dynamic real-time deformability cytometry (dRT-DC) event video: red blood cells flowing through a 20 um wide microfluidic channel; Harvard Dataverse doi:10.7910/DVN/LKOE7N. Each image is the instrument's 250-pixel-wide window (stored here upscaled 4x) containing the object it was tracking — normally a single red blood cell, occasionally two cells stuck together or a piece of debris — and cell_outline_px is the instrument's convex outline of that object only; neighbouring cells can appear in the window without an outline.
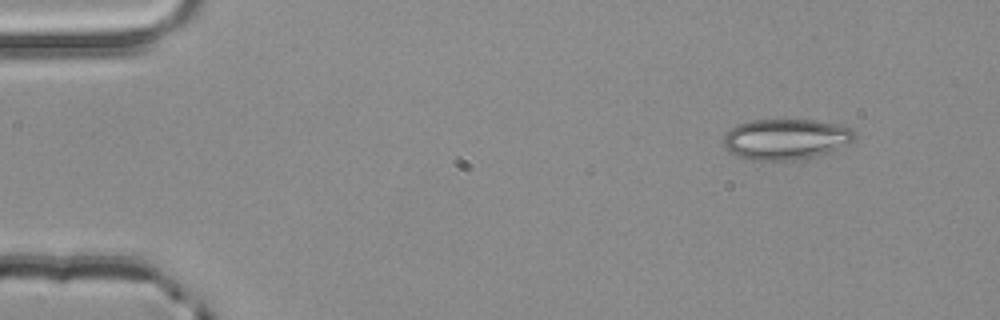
{"species": "common noctule bat (a hibernating species)", "species_latin": "Nyctalus noctula", "temperature_condition": "room temperature", "stored_images_in_passage": 3, "camera_frame_rate_fps": 3000, "um_per_image_px": 0.085, "animal": {"sex": "male", "body_mass_g": 20.4}, "frame": {"image": 1, "passage_image": 1, "time_ms": 0.0, "image_size_px": [1000, 320], "cell_outline_px": [[856, 140], [848, 144], [828, 152], [800, 160], [752, 160], [740, 156], [724, 148], [724, 132], [736, 124], [752, 120], [816, 120], [836, 124], [852, 128], [856, 132]], "centroid_in_image_um": [66.81, 11.82], "position_along_channel_um": 18.2, "area_um2": 31.27}}